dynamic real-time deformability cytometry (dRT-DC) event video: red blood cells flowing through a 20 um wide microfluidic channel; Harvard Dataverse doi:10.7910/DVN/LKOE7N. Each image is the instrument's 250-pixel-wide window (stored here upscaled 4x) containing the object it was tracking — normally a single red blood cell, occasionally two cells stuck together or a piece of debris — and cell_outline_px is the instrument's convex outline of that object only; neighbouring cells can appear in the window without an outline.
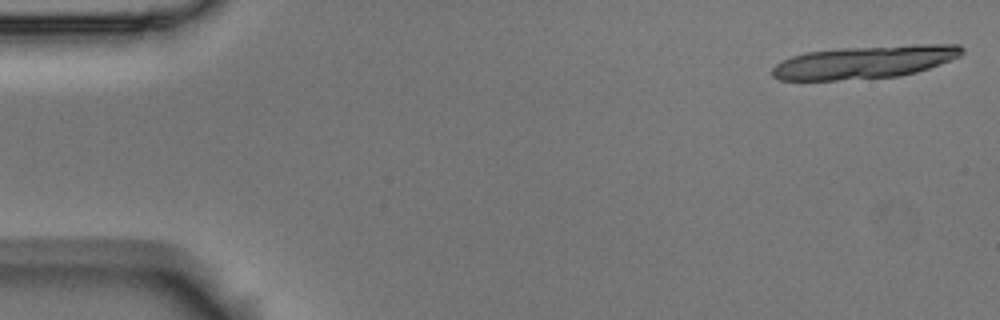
{"species": "Egyptian fruit bat (a non-hibernating species)", "species_latin": "Rousettus aegyptiacus", "temperature_condition": "room temperature", "stored_images_in_passage": 10, "camera_frame_rate_fps": 3000, "um_per_image_px": 0.085, "animal": {"sex": "male"}, "frame": {"image": 1, "passage_image": 1, "time_ms": 0.0, "image_size_px": [1000, 320], "cell_outline_px": [[964, 52], [960, 56], [940, 64], [916, 72], [900, 76], [836, 80], [780, 80], [772, 76], [772, 68], [776, 64], [792, 56], [804, 52], [840, 48], [912, 44], [960, 44], [964, 48]], "centroid_in_image_um": [73.52, 5.26], "position_along_channel_um": 11.5, "area_um2": 36.47}}